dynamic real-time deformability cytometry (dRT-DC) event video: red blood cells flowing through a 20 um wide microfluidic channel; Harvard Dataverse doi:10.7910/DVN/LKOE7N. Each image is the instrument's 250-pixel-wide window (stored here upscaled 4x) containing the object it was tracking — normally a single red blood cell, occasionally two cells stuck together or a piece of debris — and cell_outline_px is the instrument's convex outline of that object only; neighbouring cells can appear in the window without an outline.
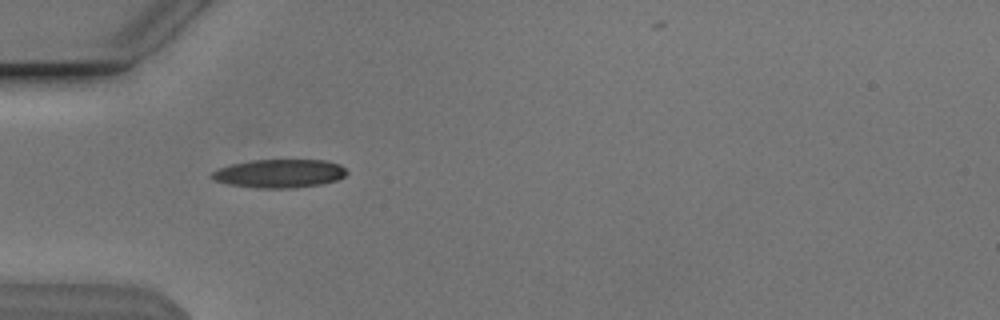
{"species": "Egyptian fruit bat (a non-hibernating species)", "species_latin": "Rousettus aegyptiacus", "temperature_condition": "cold", "stored_images_in_passage": 34, "camera_frame_rate_fps": 3000, "um_per_image_px": 0.085, "animal": {"sex": "male"}, "frame": {"image": 1, "passage_image": 1, "time_ms": 0.0, "image_size_px": [1000, 320], "cell_outline_px": [[348, 172], [344, 176], [336, 180], [320, 184], [292, 188], [260, 188], [232, 184], [216, 180], [208, 176], [212, 172], [220, 168], [232, 164], [252, 160], [324, 160], [340, 164]], "centroid_in_image_um": [23.77, 14.74], "position_along_channel_um": 61.2, "area_um2": 22.08}}
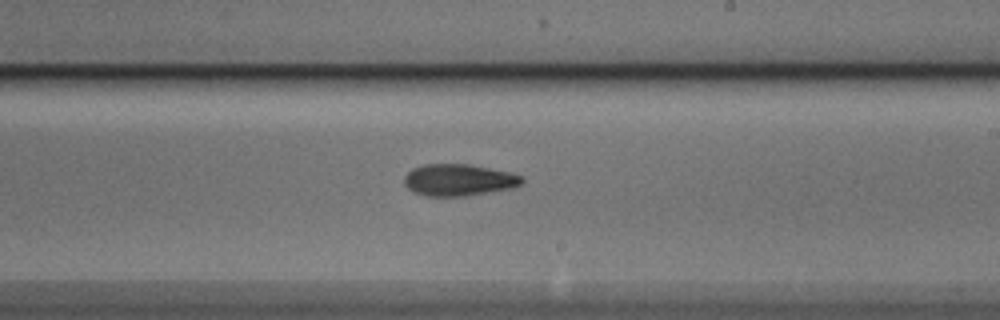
{"frame": {"image": 2, "passage_image": 16, "time_ms": 5.0, "image_size_px": [1000, 320], "cell_outline_px": [[524, 180], [520, 184], [512, 188], [464, 196], [428, 196], [412, 192], [404, 184], [404, 176], [412, 168], [424, 164], [472, 164], [508, 172], [520, 176]], "centroid_in_image_um": [38.94, 15.29], "position_along_channel_um": 250.1, "area_um2": 21.73}}
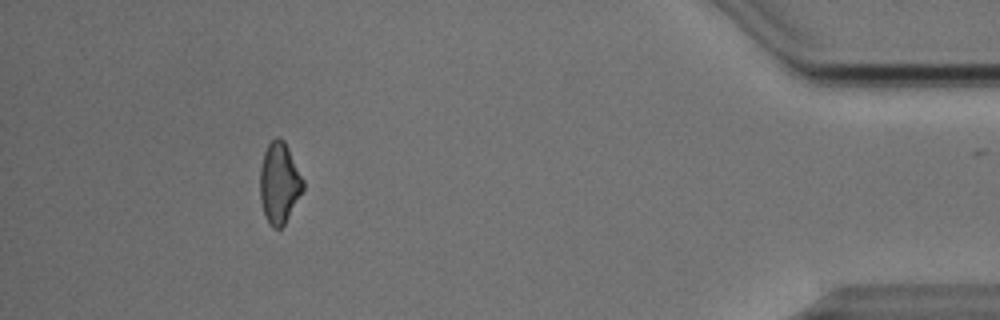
{"frame": {"image": 3, "passage_image": 33, "time_ms": 10.667, "image_size_px": [1000, 320], "cell_outline_px": [[304, 188], [284, 224], [280, 228], [272, 228], [268, 224], [260, 200], [260, 168], [264, 152], [268, 144], [276, 136], [280, 136], [284, 140], [304, 180]], "centroid_in_image_um": [23.73, 15.54], "position_along_channel_um": 411.5, "area_um2": 20.23}}